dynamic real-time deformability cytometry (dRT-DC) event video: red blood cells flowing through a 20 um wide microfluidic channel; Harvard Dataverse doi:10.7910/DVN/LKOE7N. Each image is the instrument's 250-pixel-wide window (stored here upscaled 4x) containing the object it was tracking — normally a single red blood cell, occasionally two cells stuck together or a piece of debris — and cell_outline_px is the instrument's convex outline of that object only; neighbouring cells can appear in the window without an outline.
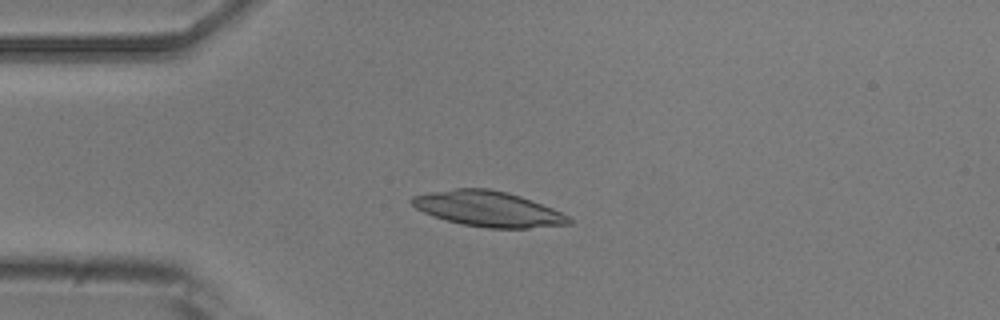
{"species": "common noctule bat (a hibernating species)", "species_latin": "Nyctalus noctula", "temperature_condition": "room temperature", "stored_images_in_passage": 6, "camera_frame_rate_fps": 3000, "um_per_image_px": 0.085, "animal": {"sex": "male", "body_mass_g": 20.5, "forearm_length_mm": 52.5}, "frame": {"image": 1, "passage_image": 3, "time_ms": 2.333, "image_size_px": [1000, 320], "cell_outline_px": [[572, 224], [528, 228], [488, 228], [464, 224], [432, 216], [416, 208], [408, 200], [412, 196], [432, 192], [456, 188], [488, 188], [508, 192], [520, 196], [552, 208], [568, 216], [572, 220]], "centroid_in_image_um": [41.49, 17.75], "position_along_channel_um": 43.5, "area_um2": 32.14}}
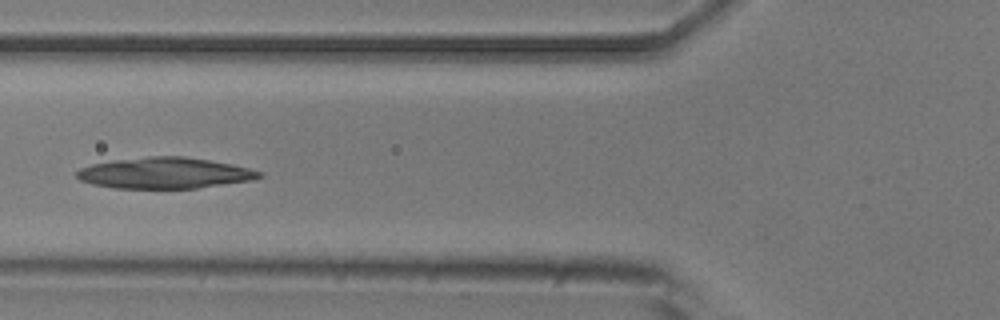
{"frame": {"image": 2, "passage_image": 5, "time_ms": 4.667, "image_size_px": [1000, 320], "cell_outline_px": [[264, 176], [252, 180], [196, 188], [116, 188], [92, 184], [80, 180], [76, 176], [76, 172], [80, 168], [92, 164], [112, 160], [148, 156], [184, 156], [232, 164], [264, 172]], "centroid_in_image_um": [14.0, 14.7], "position_along_channel_um": 111.8, "area_um2": 33.0}}
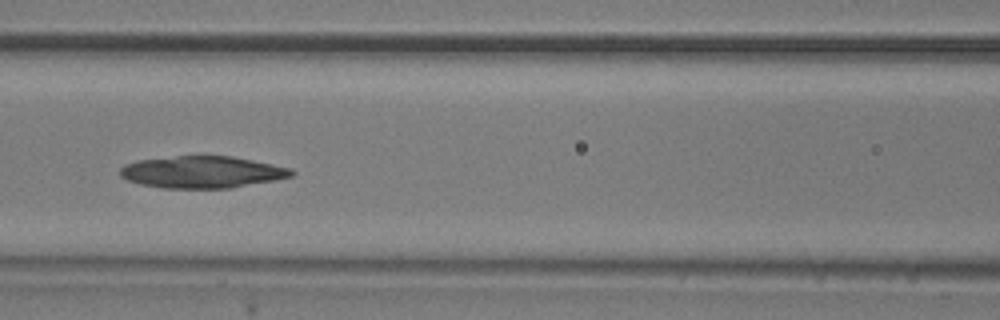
{"frame": {"image": 3, "passage_image": 6, "time_ms": 5.667, "image_size_px": [1000, 320], "cell_outline_px": [[296, 172], [292, 176], [276, 180], [232, 188], [164, 188], [140, 184], [128, 180], [120, 176], [120, 168], [124, 164], [136, 160], [176, 156], [232, 156], [292, 168]], "centroid_in_image_um": [17.19, 14.62], "position_along_channel_um": 149.4, "area_um2": 32.02}}